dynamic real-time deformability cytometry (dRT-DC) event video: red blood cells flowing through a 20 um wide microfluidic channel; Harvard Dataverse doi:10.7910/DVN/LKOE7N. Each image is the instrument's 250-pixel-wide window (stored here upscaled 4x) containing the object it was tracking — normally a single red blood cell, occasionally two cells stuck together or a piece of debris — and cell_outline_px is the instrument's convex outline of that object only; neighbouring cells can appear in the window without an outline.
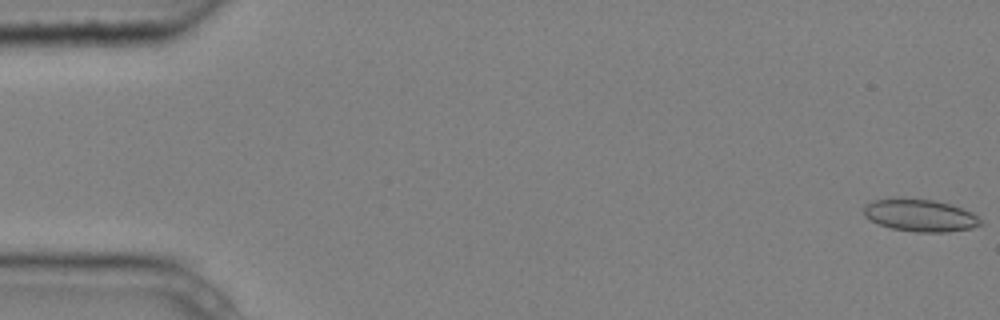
{"species": "common noctule bat (a hibernating species)", "species_latin": "Nyctalus noctula", "temperature_condition": "cold", "stored_images_in_passage": 6, "camera_frame_rate_fps": 3000, "um_per_image_px": 0.085, "animal": {"sex": "male", "body_mass_g": 20.4}, "frame": {"image": 1, "passage_image": 1, "time_ms": 0.0, "image_size_px": [1000, 320], "cell_outline_px": [[984, 224], [972, 228], [948, 232], [916, 232], [892, 228], [880, 224], [864, 216], [864, 204], [872, 200], [904, 196], [932, 200], [952, 204], [972, 212]], "centroid_in_image_um": [78.2, 18.28], "position_along_channel_um": 6.8, "area_um2": 22.37}}
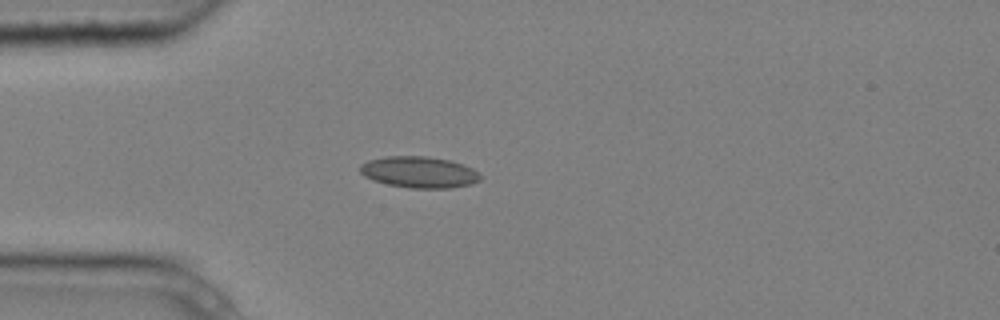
{"frame": {"image": 2, "passage_image": 5, "time_ms": 1.333, "image_size_px": [1000, 320], "cell_outline_px": [[480, 180], [472, 184], [452, 188], [408, 188], [388, 184], [372, 180], [364, 176], [360, 172], [360, 164], [368, 160], [384, 156], [428, 156], [448, 160], [464, 164], [472, 168], [480, 176]], "centroid_in_image_um": [35.61, 14.63], "position_along_channel_um": 49.4, "area_um2": 22.08}}